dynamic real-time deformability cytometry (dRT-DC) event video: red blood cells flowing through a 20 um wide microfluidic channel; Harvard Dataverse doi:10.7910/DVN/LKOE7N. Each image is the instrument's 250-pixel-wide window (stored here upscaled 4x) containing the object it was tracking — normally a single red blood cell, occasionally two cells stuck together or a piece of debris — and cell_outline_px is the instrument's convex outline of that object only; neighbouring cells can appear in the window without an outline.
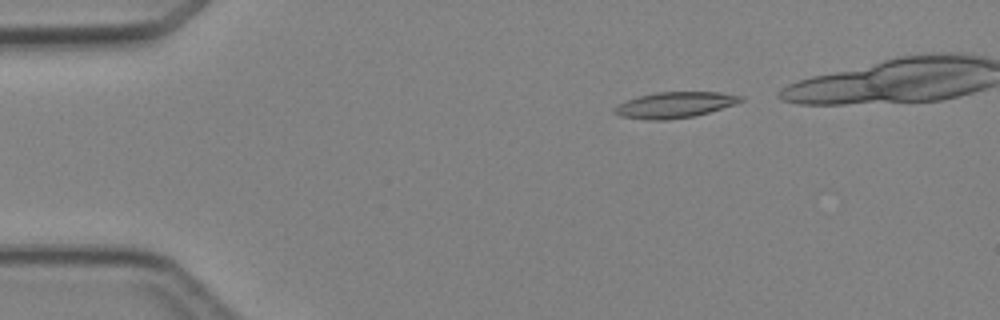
{"species": "Egyptian fruit bat (a non-hibernating species)", "species_latin": "Rousettus aegyptiacus", "temperature_condition": "cold", "stored_images_in_passage": 4, "camera_frame_rate_fps": 3000, "um_per_image_px": 0.085, "animal": {"sex": "female"}, "frame": {"image": 1, "passage_image": 1, "time_ms": 0.0, "image_size_px": [1000, 320], "cell_outline_px": [[744, 100], [708, 112], [692, 116], [664, 120], [648, 120], [620, 116], [612, 112], [612, 108], [628, 100], [640, 96], [656, 92], [720, 92], [744, 96]], "centroid_in_image_um": [57.32, 8.91], "position_along_channel_um": 27.7, "area_um2": 18.73}}